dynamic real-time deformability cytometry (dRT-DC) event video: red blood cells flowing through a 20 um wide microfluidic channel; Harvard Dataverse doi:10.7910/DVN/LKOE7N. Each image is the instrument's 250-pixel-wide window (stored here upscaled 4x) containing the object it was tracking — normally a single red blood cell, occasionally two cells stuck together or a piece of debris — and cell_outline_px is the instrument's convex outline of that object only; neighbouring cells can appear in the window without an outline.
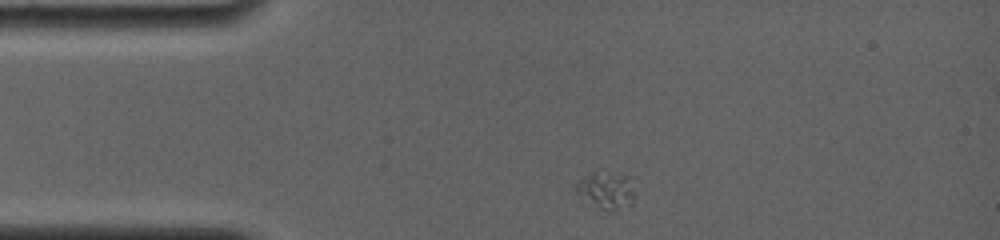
{"species": "common noctule bat (a hibernating species)", "species_latin": "Nyctalus noctula", "temperature_condition": "room temperature", "stored_images_in_passage": 48, "camera_frame_rate_fps": 4000, "um_per_image_px": 0.085, "animal": {"sex": "female", "body_mass_g": 19.0, "forearm_length_mm": 56.7}, "frame": {"image": 1, "passage_image": 1, "time_ms": 0.0, "image_size_px": [1000, 240], "cell_outline_px": [[636, 196], [632, 204], [612, 212], [600, 208], [576, 192], [576, 184], [584, 176], [596, 172], [628, 176]], "centroid_in_image_um": [51.58, 16.2], "position_along_channel_um": 33.4, "area_um2": 12.25}}
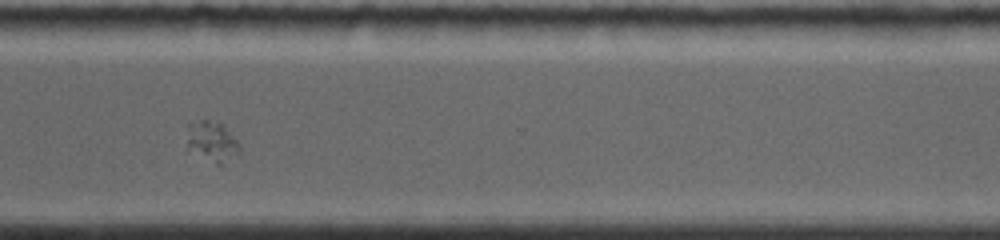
{"frame": {"image": 2, "passage_image": 34, "time_ms": 9.5, "image_size_px": [1000, 240], "cell_outline_px": [[240, 156], [224, 168], [216, 164], [188, 144], [188, 124], [200, 120], [208, 120], [224, 124], [240, 144]], "centroid_in_image_um": [18.18, 12.06], "position_along_channel_um": 352.4, "area_um2": 12.37}}
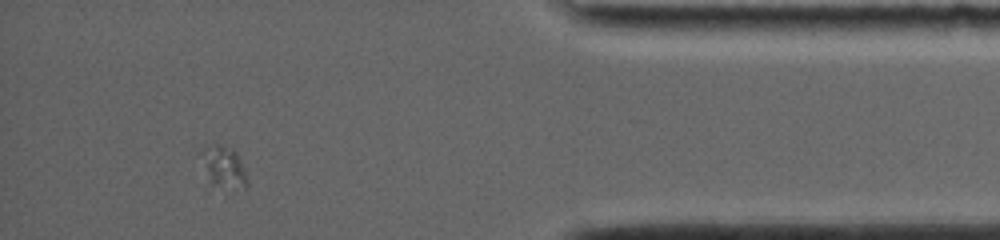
{"frame": {"image": 3, "passage_image": 42, "time_ms": 12.0, "image_size_px": [1000, 240], "cell_outline_px": [[248, 180], [244, 188], [228, 196], [212, 184], [200, 152], [216, 144], [236, 148], [244, 168]], "centroid_in_image_um": [19.12, 14.33], "position_along_channel_um": 416.1, "area_um2": 11.68}}